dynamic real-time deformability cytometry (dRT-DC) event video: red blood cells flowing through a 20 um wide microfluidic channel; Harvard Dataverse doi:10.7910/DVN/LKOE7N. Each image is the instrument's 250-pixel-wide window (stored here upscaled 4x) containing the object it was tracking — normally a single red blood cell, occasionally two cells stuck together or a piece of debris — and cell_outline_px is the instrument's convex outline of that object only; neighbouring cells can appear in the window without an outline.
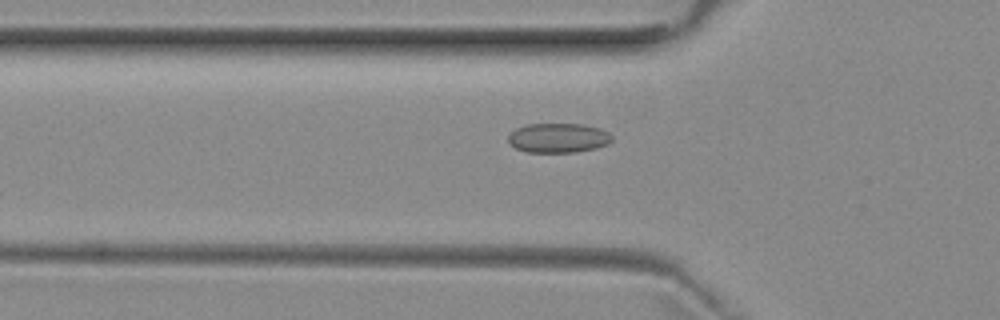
{"species": "common noctule bat (a hibernating species)", "species_latin": "Nyctalus noctula", "temperature_condition": "room temperature", "stored_images_in_passage": 22, "camera_frame_rate_fps": 3000, "um_per_image_px": 0.085, "animal": {"sex": "female", "body_mass_g": 29.2, "forearm_length_mm": 56.3}, "frame": {"image": 1, "passage_image": 18, "time_ms": 5.667, "image_size_px": [1000, 320], "cell_outline_px": [[612, 140], [608, 144], [596, 148], [576, 152], [528, 152], [516, 148], [508, 140], [508, 136], [516, 128], [524, 124], [580, 124], [600, 128], [608, 132], [612, 136]], "centroid_in_image_um": [47.47, 11.72], "position_along_channel_um": 78.3, "area_um2": 17.8}}
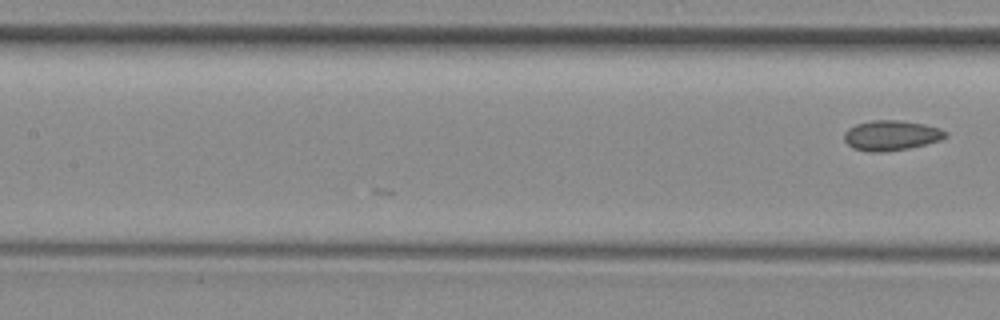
{"frame": {"image": 2, "passage_image": 22, "time_ms": 7.0, "image_size_px": [1000, 320], "cell_outline_px": [[948, 136], [940, 140], [908, 148], [884, 152], [868, 152], [852, 148], [844, 140], [844, 132], [848, 128], [856, 124], [872, 120], [900, 120], [924, 124], [940, 128], [948, 132]], "centroid_in_image_um": [75.74, 11.51], "position_along_channel_um": 131.7, "area_um2": 17.86}}